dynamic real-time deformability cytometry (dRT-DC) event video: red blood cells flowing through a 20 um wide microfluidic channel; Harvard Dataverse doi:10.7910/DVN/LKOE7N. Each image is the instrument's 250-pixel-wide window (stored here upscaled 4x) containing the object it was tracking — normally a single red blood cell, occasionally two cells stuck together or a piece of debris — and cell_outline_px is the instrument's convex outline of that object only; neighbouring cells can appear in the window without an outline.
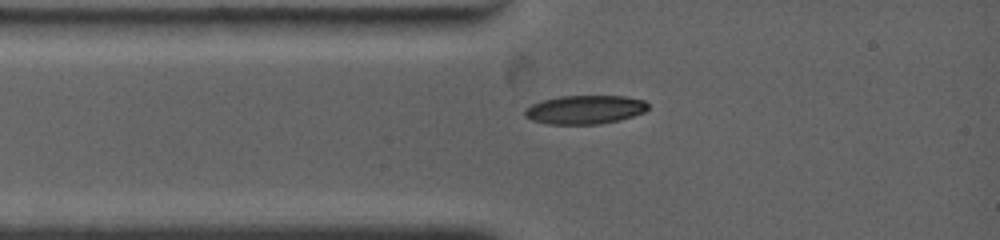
{"species": "common noctule bat (a hibernating species)", "species_latin": "Nyctalus noctula", "temperature_condition": "warm", "stored_images_in_passage": 6, "camera_frame_rate_fps": 4500, "um_per_image_px": 0.085, "animal": {"sex": "female", "body_mass_g": 19.0, "forearm_length_mm": 53.3}, "frame": {"image": 1, "passage_image": 1, "time_ms": 0.0, "image_size_px": [1000, 240], "cell_outline_px": [[648, 108], [644, 112], [620, 120], [600, 124], [548, 124], [532, 120], [524, 116], [524, 108], [532, 104], [544, 100], [560, 96], [624, 96], [644, 100], [648, 104]], "centroid_in_image_um": [49.71, 9.32], "position_along_channel_um": 35.3, "area_um2": 20.63}}
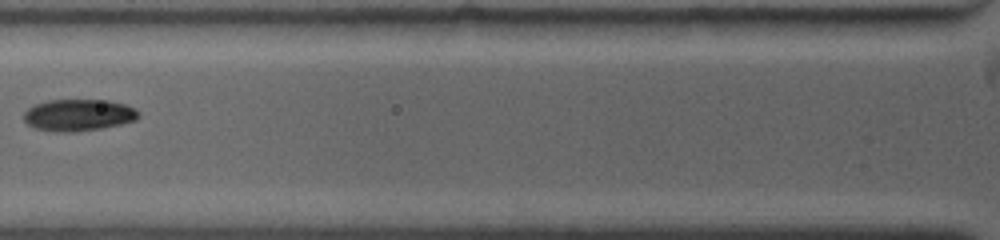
{"frame": {"image": 2, "passage_image": 4, "time_ms": 2.222, "image_size_px": [1000, 240], "cell_outline_px": [[140, 116], [136, 120], [120, 124], [100, 128], [76, 132], [56, 132], [36, 128], [28, 124], [24, 120], [24, 112], [28, 108], [36, 104], [48, 100], [108, 100], [124, 104], [136, 108], [140, 112]], "centroid_in_image_um": [6.69, 9.78], "position_along_channel_um": 119.1, "area_um2": 21.27}}
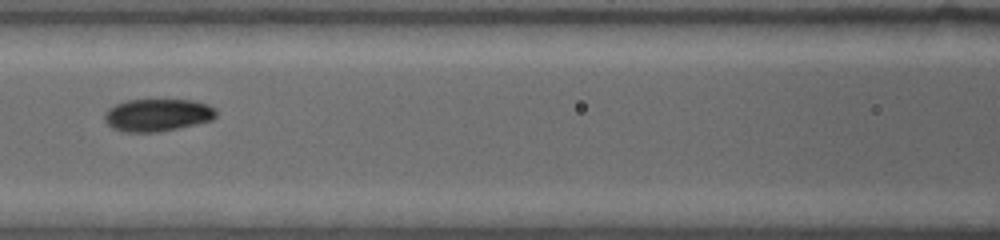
{"frame": {"image": 3, "passage_image": 5, "time_ms": 3.111, "image_size_px": [1000, 240], "cell_outline_px": [[216, 116], [212, 120], [160, 132], [120, 132], [112, 128], [104, 120], [104, 112], [108, 108], [116, 104], [128, 100], [196, 100], [208, 104], [216, 108]], "centroid_in_image_um": [13.37, 9.78], "position_along_channel_um": 153.2, "area_um2": 21.33}}